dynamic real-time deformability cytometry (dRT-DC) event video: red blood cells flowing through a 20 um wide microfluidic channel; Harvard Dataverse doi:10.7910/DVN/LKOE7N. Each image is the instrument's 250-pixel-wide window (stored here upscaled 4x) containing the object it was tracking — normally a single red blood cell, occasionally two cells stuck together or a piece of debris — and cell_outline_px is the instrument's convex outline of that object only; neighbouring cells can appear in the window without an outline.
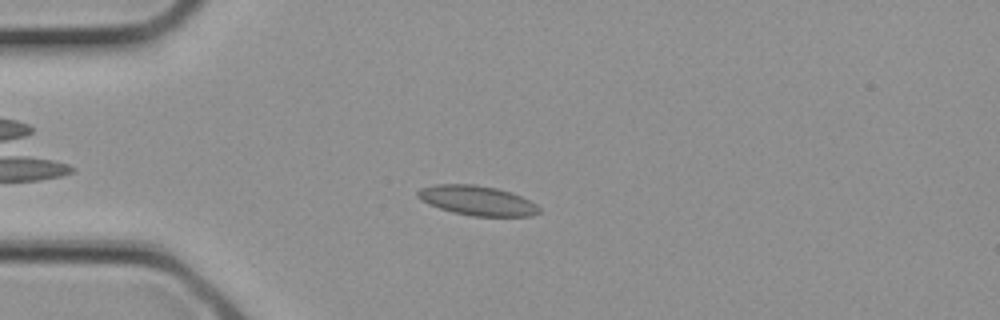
{"species": "common noctule bat (a hibernating species)", "species_latin": "Nyctalus noctula", "temperature_condition": "cold", "stored_images_in_passage": 25, "camera_frame_rate_fps": 3000, "um_per_image_px": 0.085, "animal": {"sex": "female", "body_mass_g": 21.9}, "frame": {"image": 1, "passage_image": 5, "time_ms": 1.333, "image_size_px": [1000, 320], "cell_outline_px": [[540, 212], [532, 216], [472, 216], [452, 212], [428, 204], [420, 200], [416, 196], [416, 192], [420, 188], [436, 184], [476, 184], [496, 188], [512, 192], [536, 204], [540, 208]], "centroid_in_image_um": [40.53, 17.04], "position_along_channel_um": 44.5, "area_um2": 21.1}}
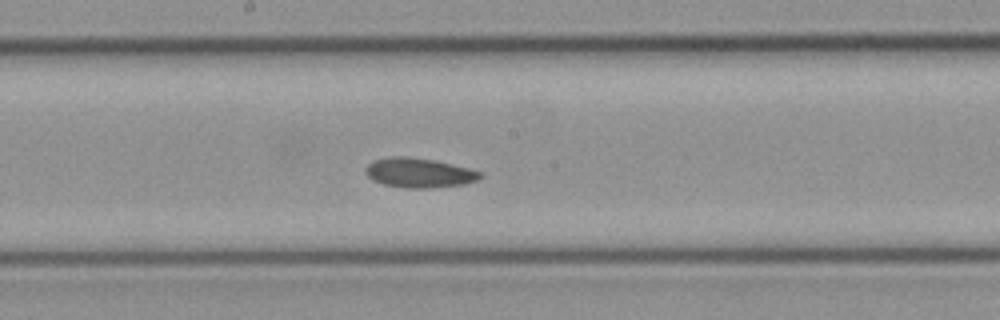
{"frame": {"image": 2, "passage_image": 13, "time_ms": 4.0, "image_size_px": [1000, 320], "cell_outline_px": [[484, 176], [480, 180], [464, 184], [428, 188], [408, 188], [384, 184], [372, 180], [364, 172], [364, 168], [372, 160], [392, 156], [404, 156], [436, 160], [468, 168], [480, 172]], "centroid_in_image_um": [35.61, 14.68], "position_along_channel_um": 212.6, "area_um2": 19.88}}
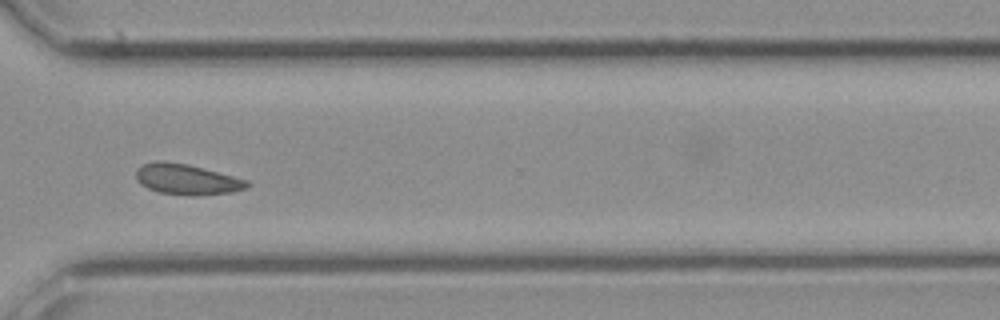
{"frame": {"image": 3, "passage_image": 19, "time_ms": 6.0, "image_size_px": [1000, 320], "cell_outline_px": [[252, 184], [248, 188], [232, 192], [196, 196], [192, 196], [160, 192], [148, 188], [140, 184], [136, 180], [136, 168], [152, 160], [164, 160], [188, 164], [248, 180]], "centroid_in_image_um": [15.88, 15.24], "position_along_channel_um": 354.7, "area_um2": 20.06}}